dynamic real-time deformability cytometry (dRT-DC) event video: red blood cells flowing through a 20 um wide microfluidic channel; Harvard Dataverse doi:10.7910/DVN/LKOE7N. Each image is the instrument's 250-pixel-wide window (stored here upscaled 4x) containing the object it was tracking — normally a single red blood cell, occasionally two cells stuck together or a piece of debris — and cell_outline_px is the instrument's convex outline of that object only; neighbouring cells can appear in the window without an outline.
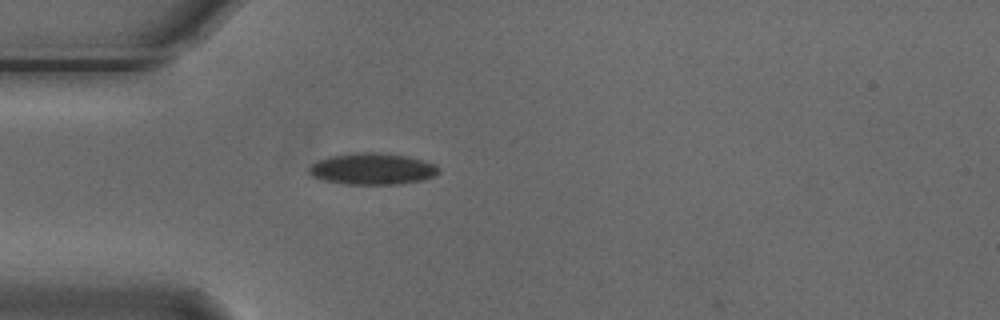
{"species": "Egyptian fruit bat (a non-hibernating species)", "species_latin": "Rousettus aegyptiacus", "temperature_condition": "cold", "stored_images_in_passage": 2, "camera_frame_rate_fps": 3000, "um_per_image_px": 0.085, "animal": {"sex": "male"}, "frame": {"image": 1, "passage_image": 2, "time_ms": 0.333, "image_size_px": [1000, 320], "cell_outline_px": [[440, 172], [424, 180], [400, 184], [344, 184], [324, 180], [312, 176], [308, 172], [308, 168], [316, 160], [332, 156], [360, 152], [380, 152], [408, 156], [432, 164], [440, 168]], "centroid_in_image_um": [31.63, 14.36], "position_along_channel_um": 53.4, "area_um2": 23.76}}